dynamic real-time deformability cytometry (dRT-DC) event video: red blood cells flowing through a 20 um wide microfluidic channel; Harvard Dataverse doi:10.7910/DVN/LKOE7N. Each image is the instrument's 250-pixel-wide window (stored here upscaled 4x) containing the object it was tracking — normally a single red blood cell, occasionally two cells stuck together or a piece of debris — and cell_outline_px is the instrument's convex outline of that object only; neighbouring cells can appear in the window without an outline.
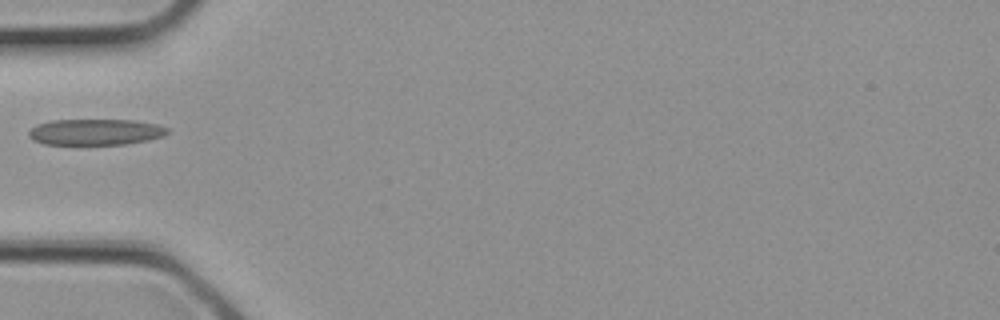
{"species": "common noctule bat (a hibernating species)", "species_latin": "Nyctalus noctula", "temperature_condition": "cold", "stored_images_in_passage": 4, "camera_frame_rate_fps": 3000, "um_per_image_px": 0.085, "animal": {"sex": "female", "body_mass_g": 21.9}, "frame": {"image": 1, "passage_image": 4, "time_ms": 1.0, "image_size_px": [1000, 320], "cell_outline_px": [[168, 132], [164, 136], [148, 140], [124, 144], [80, 148], [44, 144], [32, 140], [28, 136], [28, 132], [36, 124], [52, 120], [132, 120], [156, 124], [168, 128]], "centroid_in_image_um": [8.03, 11.28], "position_along_channel_um": 77.0, "area_um2": 22.2}}